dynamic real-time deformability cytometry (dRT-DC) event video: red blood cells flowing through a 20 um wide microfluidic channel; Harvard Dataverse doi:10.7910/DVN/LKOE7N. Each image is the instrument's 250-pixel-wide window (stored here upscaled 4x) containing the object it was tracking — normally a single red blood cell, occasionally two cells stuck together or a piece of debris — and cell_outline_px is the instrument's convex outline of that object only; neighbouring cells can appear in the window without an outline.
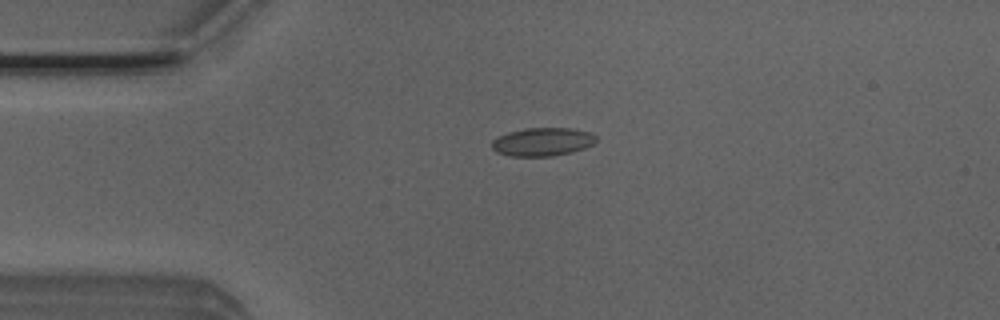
{"species": "Egyptian fruit bat (a non-hibernating species)", "species_latin": "Rousettus aegyptiacus", "temperature_condition": "room temperature", "stored_images_in_passage": 2, "camera_frame_rate_fps": 3000, "um_per_image_px": 0.085, "animal": {"sex": "male"}, "frame": {"image": 1, "passage_image": 1, "time_ms": 0.0, "image_size_px": [1000, 320], "cell_outline_px": [[596, 140], [592, 144], [584, 148], [572, 152], [552, 156], [508, 156], [496, 152], [492, 148], [492, 140], [508, 132], [524, 128], [568, 128], [592, 132], [596, 136]], "centroid_in_image_um": [46.11, 12.05], "position_along_channel_um": 38.9, "area_um2": 17.22}}